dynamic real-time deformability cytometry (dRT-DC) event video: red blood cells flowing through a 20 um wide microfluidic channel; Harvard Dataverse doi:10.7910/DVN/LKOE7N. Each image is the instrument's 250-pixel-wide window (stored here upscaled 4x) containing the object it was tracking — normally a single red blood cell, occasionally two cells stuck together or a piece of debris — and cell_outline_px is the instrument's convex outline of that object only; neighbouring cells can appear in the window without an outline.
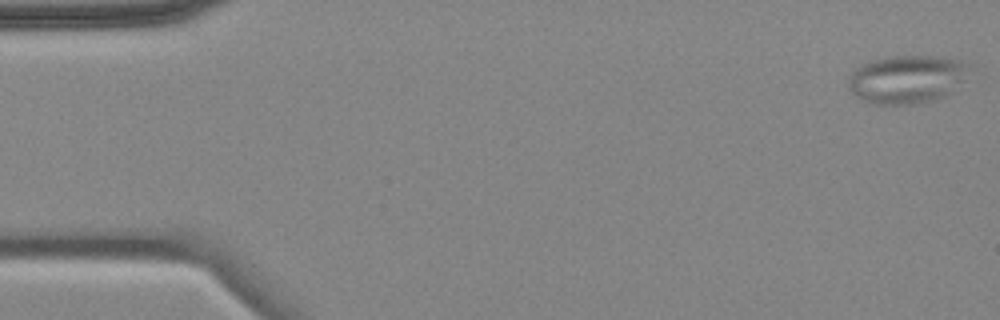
{"species": "common noctule bat (a hibernating species)", "species_latin": "Nyctalus noctula", "temperature_condition": "cold", "stored_images_in_passage": 5, "camera_frame_rate_fps": 3000, "um_per_image_px": 0.085, "animal": {"sex": "female", "body_mass_g": 18.4}, "frame": {"image": 1, "passage_image": 1, "time_ms": 0.0, "image_size_px": [1000, 320], "cell_outline_px": [[972, 64], [952, 92], [944, 96], [932, 100], [912, 104], [872, 104], [856, 96], [848, 88], [848, 80], [852, 72], [856, 68], [868, 60], [888, 56], [944, 56]], "centroid_in_image_um": [77.05, 6.71], "position_along_channel_um": 8.0, "area_um2": 33.93}}